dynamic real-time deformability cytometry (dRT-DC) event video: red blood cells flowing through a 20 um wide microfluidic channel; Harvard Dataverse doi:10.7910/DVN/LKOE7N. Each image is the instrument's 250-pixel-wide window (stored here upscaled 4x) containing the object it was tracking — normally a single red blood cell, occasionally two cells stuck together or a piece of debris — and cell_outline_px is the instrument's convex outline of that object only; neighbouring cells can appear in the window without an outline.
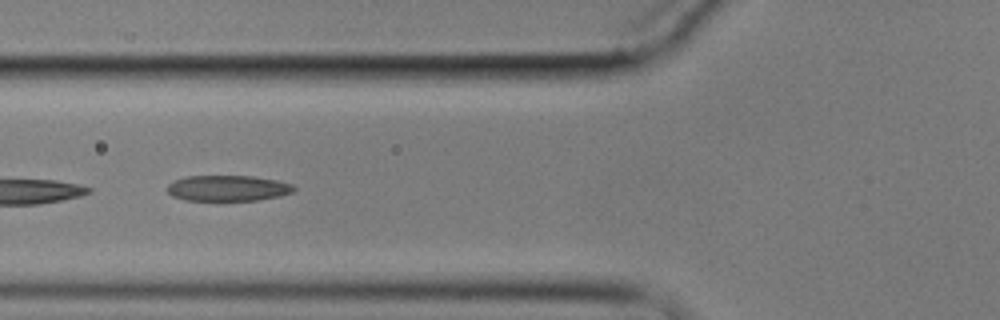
{"species": "common noctule bat (a hibernating species)", "species_latin": "Nyctalus noctula", "temperature_condition": "cold", "stored_images_in_passage": 5, "camera_frame_rate_fps": 3000, "um_per_image_px": 0.085, "animal": {"sex": "male", "body_mass_g": 17.9}, "frame": {"image": 1, "passage_image": 3, "time_ms": 2.333, "image_size_px": [1000, 320], "cell_outline_px": [[296, 188], [292, 192], [280, 196], [256, 200], [184, 200], [172, 196], [164, 188], [172, 180], [188, 176], [252, 176], [276, 180], [292, 184]], "centroid_in_image_um": [19.31, 15.99], "position_along_channel_um": 106.5, "area_um2": 19.07}}
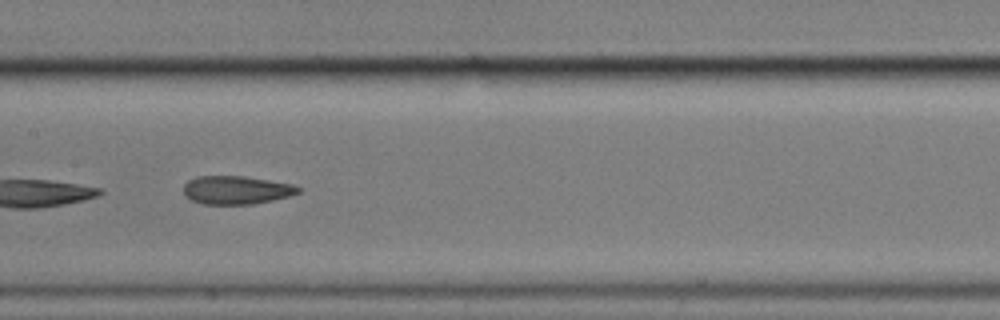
{"frame": {"image": 2, "passage_image": 5, "time_ms": 4.667, "image_size_px": [1000, 320], "cell_outline_px": [[300, 192], [292, 196], [252, 204], [204, 204], [192, 200], [184, 192], [184, 184], [188, 180], [196, 176], [244, 176], [292, 184], [300, 188]], "centroid_in_image_um": [20.1, 16.15], "position_along_channel_um": 187.3, "area_um2": 18.84}}